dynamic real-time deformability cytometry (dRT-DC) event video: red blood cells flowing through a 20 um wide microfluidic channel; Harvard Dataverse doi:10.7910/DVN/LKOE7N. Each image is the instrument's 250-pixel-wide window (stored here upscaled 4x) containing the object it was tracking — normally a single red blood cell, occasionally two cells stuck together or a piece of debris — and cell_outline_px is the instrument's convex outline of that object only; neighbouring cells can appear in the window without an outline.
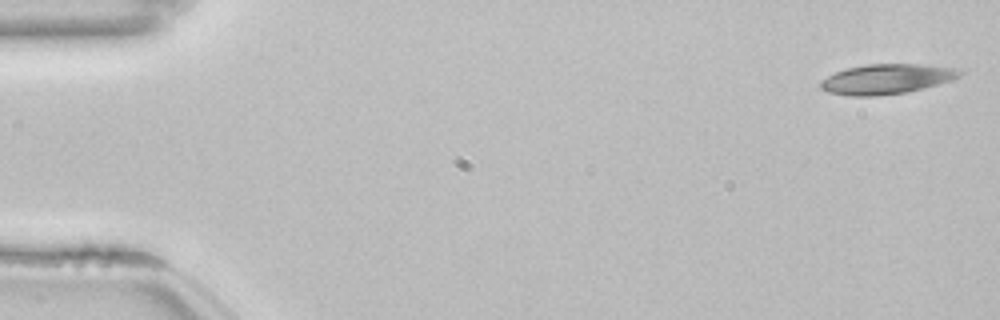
{"species": "common noctule bat (a hibernating species)", "species_latin": "Nyctalus noctula", "temperature_condition": "room temperature", "stored_images_in_passage": 12, "camera_frame_rate_fps": 3000, "um_per_image_px": 0.085, "animal": {"sex": "female", "body_mass_g": 22.7, "forearm_length_mm": 54.2}, "frame": {"image": 1, "passage_image": 1, "time_ms": 0.0, "image_size_px": [1000, 320], "cell_outline_px": [[964, 72], [960, 76], [924, 88], [908, 92], [880, 96], [848, 96], [828, 92], [820, 88], [820, 80], [836, 72], [848, 68], [868, 64], [920, 64], [956, 68]], "centroid_in_image_um": [75.33, 6.73], "position_along_channel_um": 9.7, "area_um2": 24.22}}